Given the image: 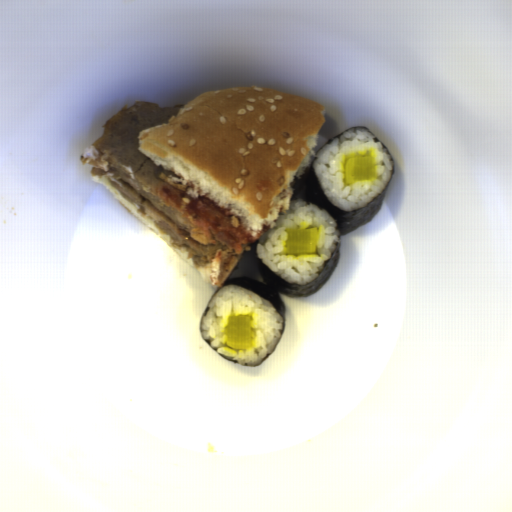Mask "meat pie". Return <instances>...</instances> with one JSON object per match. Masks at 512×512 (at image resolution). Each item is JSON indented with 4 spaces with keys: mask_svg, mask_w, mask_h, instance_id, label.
Here are the masks:
<instances>
[{
    "mask_svg": "<svg viewBox=\"0 0 512 512\" xmlns=\"http://www.w3.org/2000/svg\"><path fill=\"white\" fill-rule=\"evenodd\" d=\"M184 105L160 107L156 102L137 101L107 120L101 136L83 151V165L90 174L104 175L111 184L163 234L176 249H185L195 266L219 259L222 279L238 259L234 248L198 228L181 211L163 202L159 190L170 185L160 177L161 167L139 150L141 130L169 122Z\"/></svg>",
    "mask_w": 512,
    "mask_h": 512,
    "instance_id": "b5893723",
    "label": "meat pie"
}]
</instances>
